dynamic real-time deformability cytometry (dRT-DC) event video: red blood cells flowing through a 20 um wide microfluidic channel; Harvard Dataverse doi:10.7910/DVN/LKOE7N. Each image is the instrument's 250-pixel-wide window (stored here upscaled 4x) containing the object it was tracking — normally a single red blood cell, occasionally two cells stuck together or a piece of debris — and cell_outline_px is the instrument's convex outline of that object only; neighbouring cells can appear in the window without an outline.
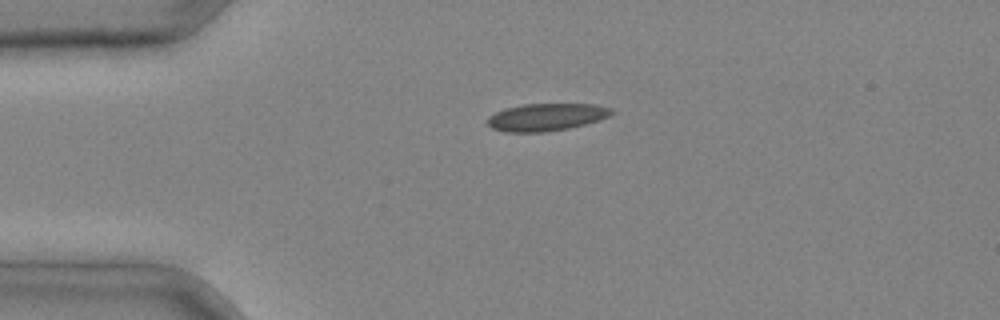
{"species": "common noctule bat (a hibernating species)", "species_latin": "Nyctalus noctula", "temperature_condition": "cold", "stored_images_in_passage": 3, "camera_frame_rate_fps": 3000, "um_per_image_px": 0.085, "animal": {"sex": "male", "body_mass_g": 20.4}, "frame": {"image": 1, "passage_image": 2, "time_ms": 0.333, "image_size_px": [1000, 320], "cell_outline_px": [[616, 112], [608, 116], [584, 124], [568, 128], [544, 132], [504, 132], [492, 128], [488, 124], [488, 116], [504, 108], [524, 104], [596, 104], [612, 108]], "centroid_in_image_um": [46.43, 9.94], "position_along_channel_um": 38.6, "area_um2": 19.77}}